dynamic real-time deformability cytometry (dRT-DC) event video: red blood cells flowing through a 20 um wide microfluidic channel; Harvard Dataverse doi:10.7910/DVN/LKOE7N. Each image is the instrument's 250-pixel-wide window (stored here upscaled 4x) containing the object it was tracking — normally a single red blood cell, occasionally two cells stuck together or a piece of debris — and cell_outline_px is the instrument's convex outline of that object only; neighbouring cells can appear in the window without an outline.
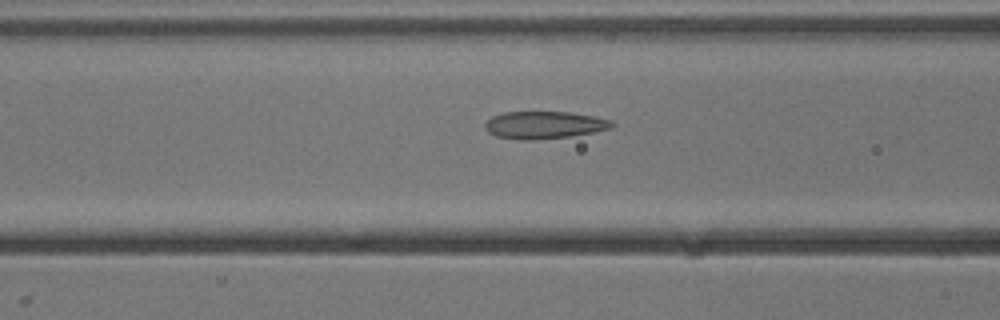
{"species": "common noctule bat (a hibernating species)", "species_latin": "Nyctalus noctula", "temperature_condition": "cold", "stored_images_in_passage": 38, "camera_frame_rate_fps": 3000, "um_per_image_px": 0.085, "animal": {"sex": "male", "body_mass_g": 13.3}, "frame": {"image": 1, "passage_image": 16, "time_ms": 5.0, "image_size_px": [1000, 320], "cell_outline_px": [[616, 124], [612, 128], [592, 132], [568, 136], [532, 140], [524, 140], [496, 136], [488, 132], [484, 128], [484, 124], [492, 116], [504, 112], [572, 112], [612, 120]], "centroid_in_image_um": [46.26, 10.61], "position_along_channel_um": 120.3, "area_um2": 20.17}}
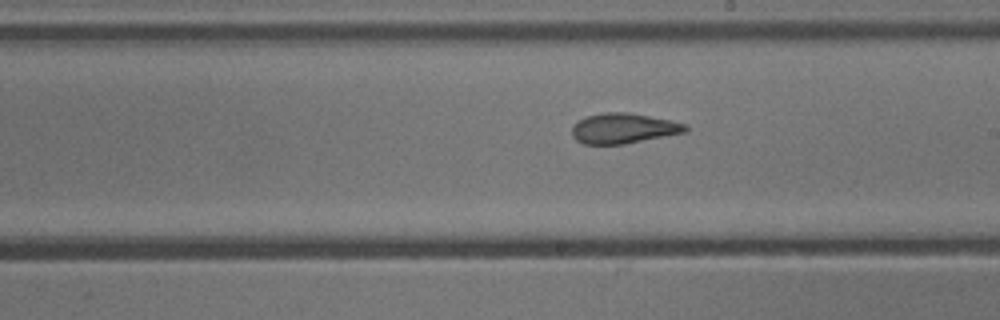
{"frame": {"image": 2, "passage_image": 25, "time_ms": 8.0, "image_size_px": [1000, 320], "cell_outline_px": [[688, 132], [624, 144], [584, 144], [576, 140], [572, 136], [572, 128], [580, 120], [588, 116], [604, 112], [628, 112], [688, 124]], "centroid_in_image_um": [53.03, 10.92], "position_along_channel_um": 236.0, "area_um2": 19.88}}
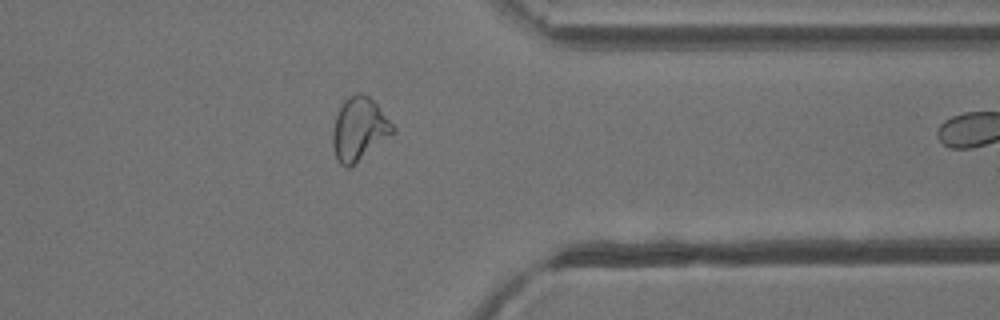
{"frame": {"image": 3, "passage_image": 37, "time_ms": 12.0, "image_size_px": [1000, 320], "cell_outline_px": [[396, 128], [392, 132], [348, 168], [344, 168], [336, 160], [332, 144], [332, 128], [336, 116], [344, 100], [348, 96], [356, 92], [360, 92], [368, 96], [376, 104]], "centroid_in_image_um": [30.46, 10.94], "position_along_channel_um": 380.9, "area_um2": 21.5}}